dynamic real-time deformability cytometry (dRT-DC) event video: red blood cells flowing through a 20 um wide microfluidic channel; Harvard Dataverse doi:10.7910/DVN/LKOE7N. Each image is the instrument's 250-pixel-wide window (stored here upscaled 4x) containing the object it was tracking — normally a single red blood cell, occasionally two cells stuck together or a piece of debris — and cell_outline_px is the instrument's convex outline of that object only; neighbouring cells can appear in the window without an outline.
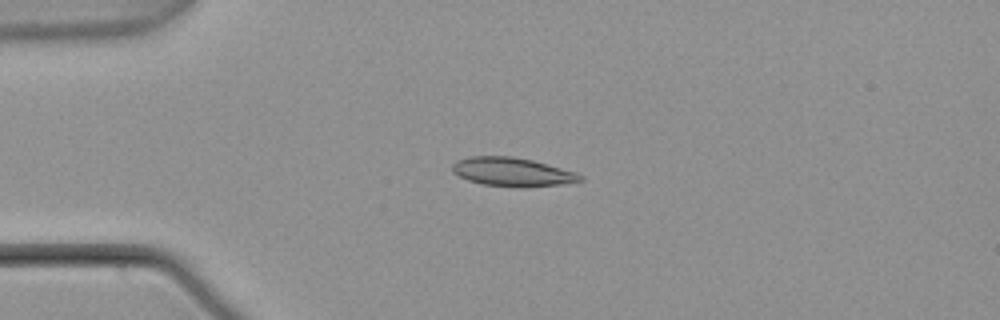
{"species": "common noctule bat (a hibernating species)", "species_latin": "Nyctalus noctula", "temperature_condition": "warm", "stored_images_in_passage": 4, "camera_frame_rate_fps": 3000, "um_per_image_px": 0.085, "animal": {"sex": "male", "body_mass_g": 21.5, "forearm_length_mm": 52.0}, "frame": {"image": 1, "passage_image": 3, "time_ms": 0.667, "image_size_px": [1000, 320], "cell_outline_px": [[584, 180], [560, 184], [520, 188], [484, 184], [468, 180], [452, 172], [452, 164], [456, 160], [472, 156], [512, 156], [532, 160], [576, 172], [584, 176]], "centroid_in_image_um": [43.54, 14.61], "position_along_channel_um": 41.5, "area_um2": 21.39}}